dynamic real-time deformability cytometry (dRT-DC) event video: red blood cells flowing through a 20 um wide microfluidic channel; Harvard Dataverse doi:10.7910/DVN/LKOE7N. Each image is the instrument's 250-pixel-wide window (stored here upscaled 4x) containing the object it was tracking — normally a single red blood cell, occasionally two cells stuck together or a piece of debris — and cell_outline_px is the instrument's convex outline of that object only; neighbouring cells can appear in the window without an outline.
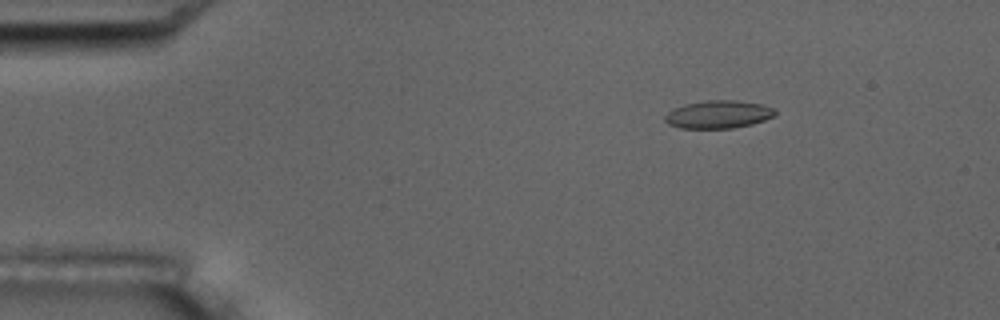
{"species": "common noctule bat (a hibernating species)", "species_latin": "Nyctalus noctula", "temperature_condition": "room temperature", "stored_images_in_passage": 5, "camera_frame_rate_fps": 3000, "um_per_image_px": 0.085, "animal": {"sex": "male", "body_mass_g": 17.5, "forearm_length_mm": 52.3}, "frame": {"image": 1, "passage_image": 2, "time_ms": 2.333, "image_size_px": [1000, 320], "cell_outline_px": [[776, 112], [772, 116], [764, 120], [752, 124], [732, 128], [680, 128], [668, 124], [664, 120], [664, 116], [672, 108], [684, 104], [704, 100], [736, 100], [764, 104], [776, 108]], "centroid_in_image_um": [61.05, 9.71], "position_along_channel_um": 24.0, "area_um2": 18.09}}
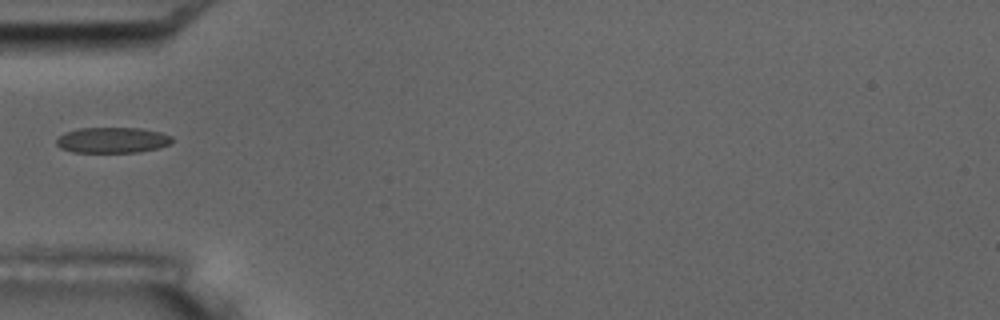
{"frame": {"image": 2, "passage_image": 5, "time_ms": 5.667, "image_size_px": [1000, 320], "cell_outline_px": [[172, 144], [160, 148], [136, 152], [72, 152], [60, 148], [56, 144], [56, 140], [64, 132], [76, 128], [140, 128], [160, 132], [172, 136]], "centroid_in_image_um": [9.56, 11.91], "position_along_channel_um": 75.4, "area_um2": 17.46}}